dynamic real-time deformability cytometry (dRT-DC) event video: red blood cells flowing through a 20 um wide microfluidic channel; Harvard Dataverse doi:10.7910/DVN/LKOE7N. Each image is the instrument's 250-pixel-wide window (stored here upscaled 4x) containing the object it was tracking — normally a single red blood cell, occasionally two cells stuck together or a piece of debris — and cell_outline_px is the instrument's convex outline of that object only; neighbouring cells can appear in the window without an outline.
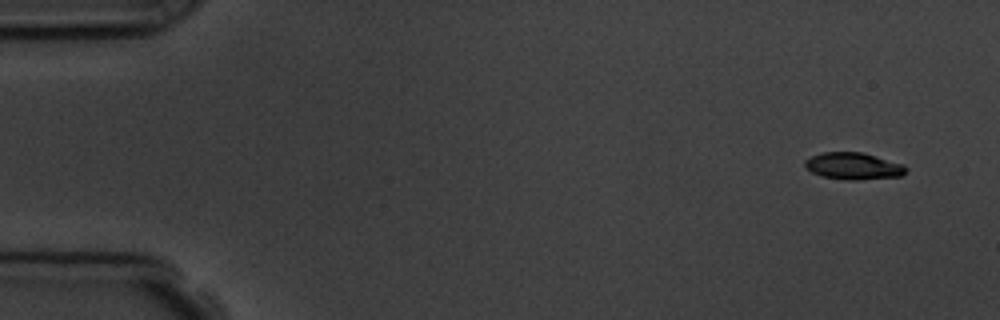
{"species": "common noctule bat (a hibernating species)", "species_latin": "Nyctalus noctula", "temperature_condition": "room temperature", "stored_images_in_passage": 4, "camera_frame_rate_fps": 3000, "um_per_image_px": 0.085, "animal": {"sex": "male", "body_mass_g": 19.5, "forearm_length_mm": 54.6}, "frame": {"image": 1, "passage_image": 1, "time_ms": 0.0, "image_size_px": [1000, 320], "cell_outline_px": [[908, 172], [900, 176], [856, 180], [844, 180], [820, 176], [804, 168], [804, 160], [812, 156], [824, 152], [864, 152], [904, 164], [908, 168]], "centroid_in_image_um": [72.55, 14.12], "position_along_channel_um": 12.5, "area_um2": 16.13}}
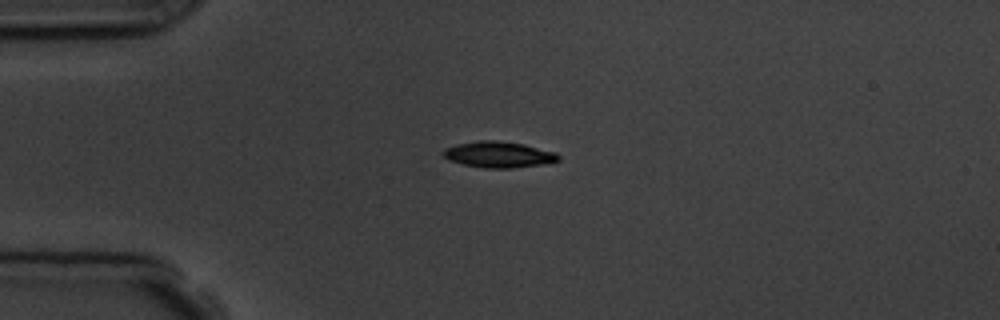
{"frame": {"image": 2, "passage_image": 4, "time_ms": 3.333, "image_size_px": [1000, 320], "cell_outline_px": [[560, 160], [540, 164], [512, 168], [484, 168], [464, 164], [448, 160], [440, 152], [444, 148], [456, 144], [480, 140], [492, 140], [524, 144], [556, 152], [560, 156]], "centroid_in_image_um": [42.35, 13.13], "position_along_channel_um": 42.7, "area_um2": 17.46}}